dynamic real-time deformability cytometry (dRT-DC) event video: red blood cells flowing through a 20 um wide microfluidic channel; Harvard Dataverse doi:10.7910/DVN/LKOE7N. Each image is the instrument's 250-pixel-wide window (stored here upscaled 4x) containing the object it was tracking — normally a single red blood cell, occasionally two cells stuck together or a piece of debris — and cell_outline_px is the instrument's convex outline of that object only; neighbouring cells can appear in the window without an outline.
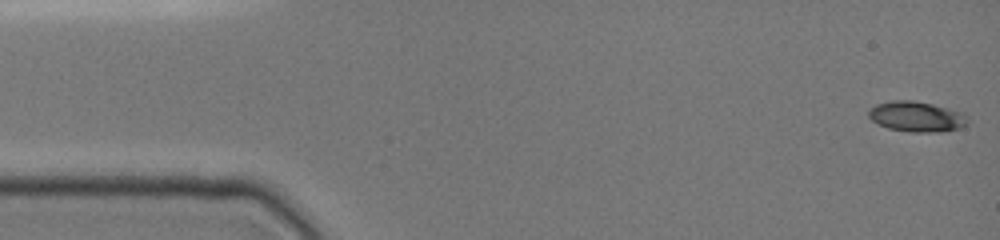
{"species": "common noctule bat (a hibernating species)", "species_latin": "Nyctalus noctula", "temperature_condition": "cold", "stored_images_in_passage": 7, "camera_frame_rate_fps": 3000, "um_per_image_px": 0.085, "animal": {"sex": "female", "body_mass_g": 19.0, "forearm_length_mm": 51.5}, "frame": {"image": 1, "passage_image": 1, "time_ms": 0.0, "image_size_px": [1000, 240], "cell_outline_px": [[968, 124], [944, 132], [908, 132], [888, 128], [872, 120], [868, 116], [868, 112], [876, 104], [892, 100], [912, 100], [932, 104], [964, 112], [968, 116]], "centroid_in_image_um": [77.94, 9.91], "position_along_channel_um": 7.1, "area_um2": 17.57}}
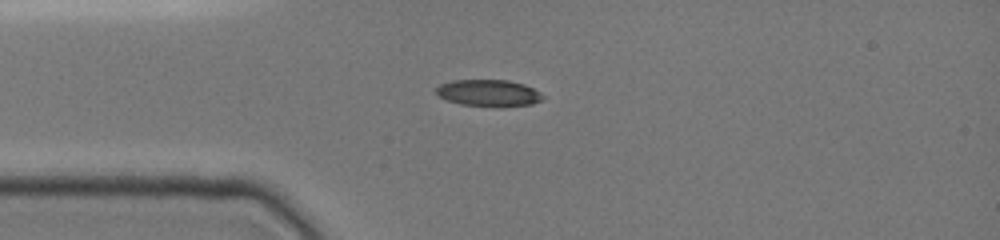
{"frame": {"image": 2, "passage_image": 6, "time_ms": 3.667, "image_size_px": [1000, 240], "cell_outline_px": [[544, 100], [532, 104], [496, 108], [460, 104], [448, 100], [440, 96], [436, 92], [436, 88], [440, 84], [452, 80], [508, 80], [524, 84], [532, 88], [544, 96]], "centroid_in_image_um": [41.56, 7.92], "position_along_channel_um": 43.4, "area_um2": 16.82}}